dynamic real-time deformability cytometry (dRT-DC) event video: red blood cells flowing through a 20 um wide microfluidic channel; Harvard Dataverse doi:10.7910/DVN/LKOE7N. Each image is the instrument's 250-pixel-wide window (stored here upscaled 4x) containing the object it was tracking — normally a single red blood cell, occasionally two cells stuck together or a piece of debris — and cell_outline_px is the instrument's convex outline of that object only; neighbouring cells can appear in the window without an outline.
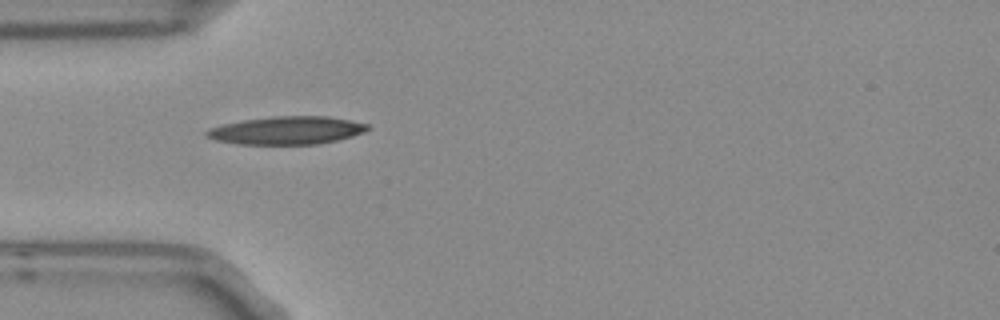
{"species": "Egyptian fruit bat (a non-hibernating species)", "species_latin": "Rousettus aegyptiacus", "temperature_condition": "room temperature", "stored_images_in_passage": 4, "camera_frame_rate_fps": 3000, "um_per_image_px": 0.085, "frame": {"image": 1, "passage_image": 4, "time_ms": 1.0, "image_size_px": [1000, 320], "cell_outline_px": [[372, 128], [364, 132], [352, 136], [336, 140], [316, 144], [236, 144], [216, 140], [204, 136], [204, 132], [212, 128], [224, 124], [244, 120], [272, 116], [328, 116], [368, 124]], "centroid_in_image_um": [24.38, 11.08], "position_along_channel_um": 60.6, "area_um2": 26.13}}